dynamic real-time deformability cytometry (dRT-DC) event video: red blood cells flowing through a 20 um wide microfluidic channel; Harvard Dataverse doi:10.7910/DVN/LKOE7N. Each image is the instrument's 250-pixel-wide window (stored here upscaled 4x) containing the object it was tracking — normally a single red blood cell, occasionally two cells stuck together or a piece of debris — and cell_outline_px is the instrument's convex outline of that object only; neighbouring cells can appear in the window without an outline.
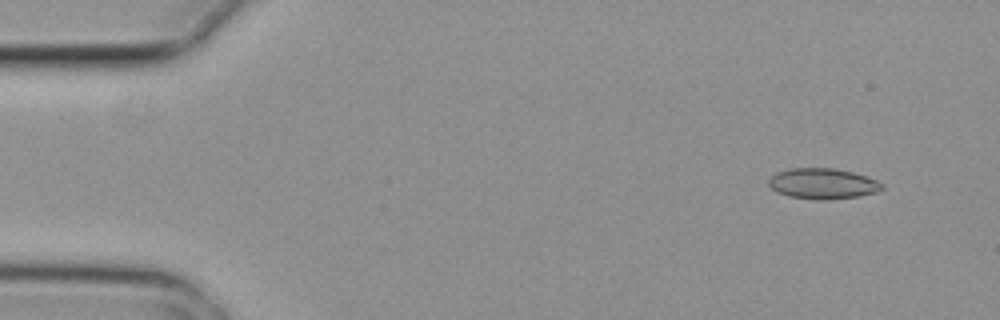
{"species": "common noctule bat (a hibernating species)", "species_latin": "Nyctalus noctula", "temperature_condition": "cold", "stored_images_in_passage": 4, "camera_frame_rate_fps": 3000, "um_per_image_px": 0.085, "animal": {"sex": "female", "body_mass_g": 29.2, "forearm_length_mm": 56.3}, "frame": {"image": 1, "passage_image": 1, "time_ms": 0.0, "image_size_px": [1000, 320], "cell_outline_px": [[884, 188], [876, 192], [860, 196], [828, 200], [820, 200], [788, 196], [776, 192], [768, 184], [768, 180], [776, 172], [788, 168], [832, 168], [852, 172], [876, 180], [884, 184]], "centroid_in_image_um": [69.92, 15.61], "position_along_channel_um": 15.1, "area_um2": 20.29}}